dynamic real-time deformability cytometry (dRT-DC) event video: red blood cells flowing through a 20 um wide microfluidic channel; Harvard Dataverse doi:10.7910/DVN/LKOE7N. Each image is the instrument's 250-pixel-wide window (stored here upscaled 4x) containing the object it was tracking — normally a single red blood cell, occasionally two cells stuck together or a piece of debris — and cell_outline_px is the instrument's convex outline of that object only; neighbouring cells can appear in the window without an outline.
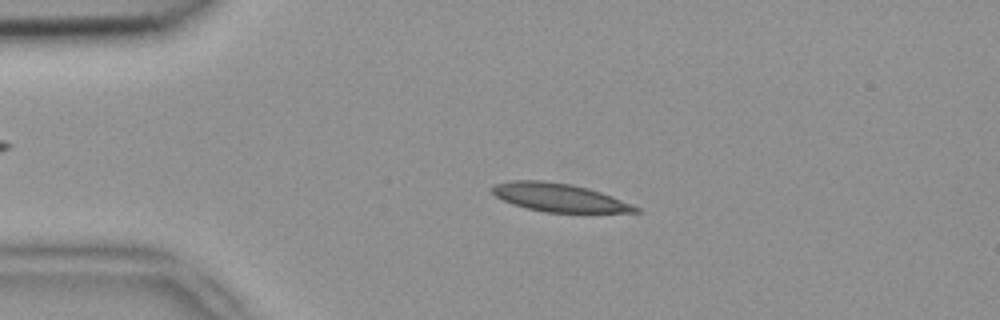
{"species": "common noctule bat (a hibernating species)", "species_latin": "Nyctalus noctula", "temperature_condition": "room temperature", "stored_images_in_passage": 49, "camera_frame_rate_fps": 3000, "um_per_image_px": 0.085, "animal": {"sex": "female", "body_mass_g": 18.4}, "frame": {"image": 1, "passage_image": 9, "time_ms": 2.667, "image_size_px": [1000, 320], "cell_outline_px": [[644, 212], [544, 212], [512, 204], [496, 196], [492, 192], [492, 188], [496, 184], [512, 180], [544, 180], [572, 184], [588, 188], [612, 196], [632, 204], [640, 208]], "centroid_in_image_um": [47.55, 16.78], "position_along_channel_um": 37.5, "area_um2": 23.47}}
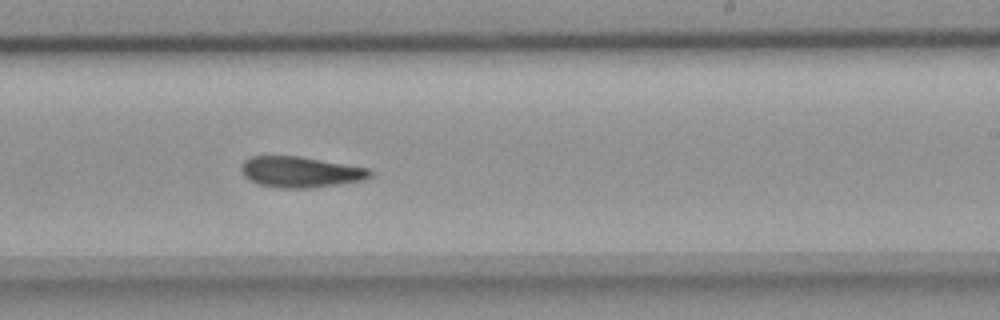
{"frame": {"image": 2, "passage_image": 29, "time_ms": 9.333, "image_size_px": [1000, 320], "cell_outline_px": [[372, 176], [368, 180], [312, 188], [280, 188], [260, 184], [244, 176], [240, 168], [240, 164], [248, 156], [300, 156], [368, 168], [372, 172]], "centroid_in_image_um": [25.56, 14.62], "position_along_channel_um": 263.4, "area_um2": 23.35}}
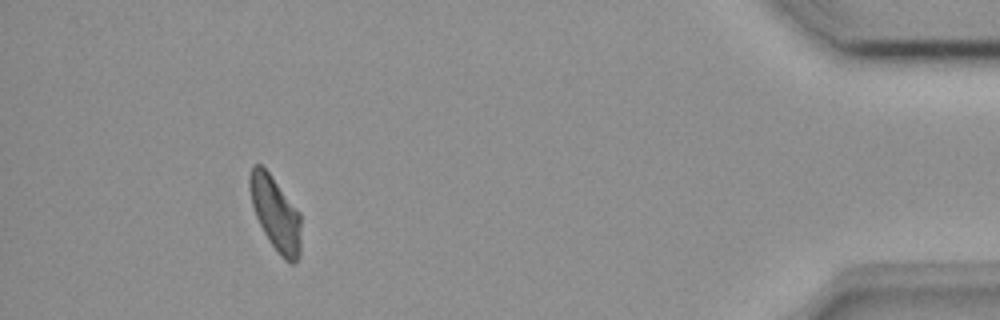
{"frame": {"image": 3, "passage_image": 45, "time_ms": 14.667, "image_size_px": [1000, 320], "cell_outline_px": [[300, 256], [292, 264], [284, 260], [280, 256], [268, 240], [256, 216], [252, 204], [248, 184], [248, 176], [252, 164], [260, 164], [268, 172], [300, 212]], "centroid_in_image_um": [23.4, 18.16], "position_along_channel_um": 411.8, "area_um2": 22.08}, "authors_computed_cell_mechanics": {"area_um2": 23.3512, "velocity_mm_per_s": 3.9061, "shape_relaxation_time_tau1_ms": 7.2698, "shape_relaxation_time_tau2_ms": 4.45, "deformation_change_tau1": 0.1929, "deformation_change_tau2": 0.1168}}